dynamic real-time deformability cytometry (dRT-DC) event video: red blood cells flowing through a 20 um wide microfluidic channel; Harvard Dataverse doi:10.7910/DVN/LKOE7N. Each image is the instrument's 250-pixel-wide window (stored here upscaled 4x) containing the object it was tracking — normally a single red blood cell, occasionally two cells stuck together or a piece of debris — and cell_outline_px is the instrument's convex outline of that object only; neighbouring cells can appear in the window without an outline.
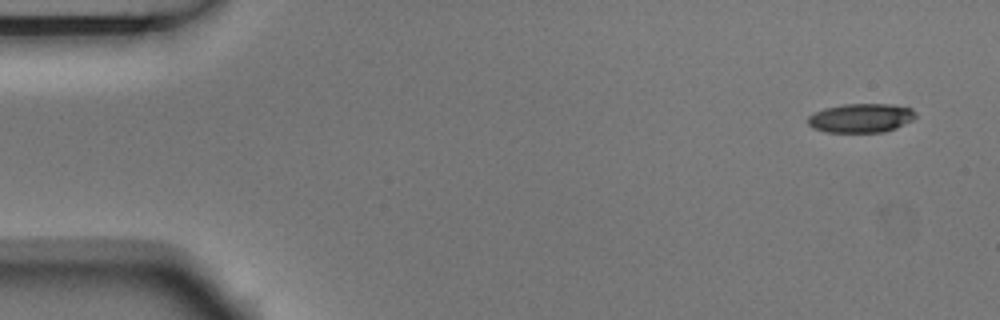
{"species": "Egyptian fruit bat (a non-hibernating species)", "species_latin": "Rousettus aegyptiacus", "temperature_condition": "room temperature", "stored_images_in_passage": 7, "camera_frame_rate_fps": 3000, "um_per_image_px": 0.085, "animal": {"sex": "male"}, "frame": {"image": 1, "passage_image": 1, "time_ms": 0.0, "image_size_px": [1000, 320], "cell_outline_px": [[916, 116], [912, 120], [896, 128], [884, 132], [824, 132], [812, 128], [808, 124], [808, 116], [824, 108], [844, 104], [892, 104], [912, 108], [916, 112]], "centroid_in_image_um": [73.19, 10.03], "position_along_channel_um": 11.8, "area_um2": 18.32}}
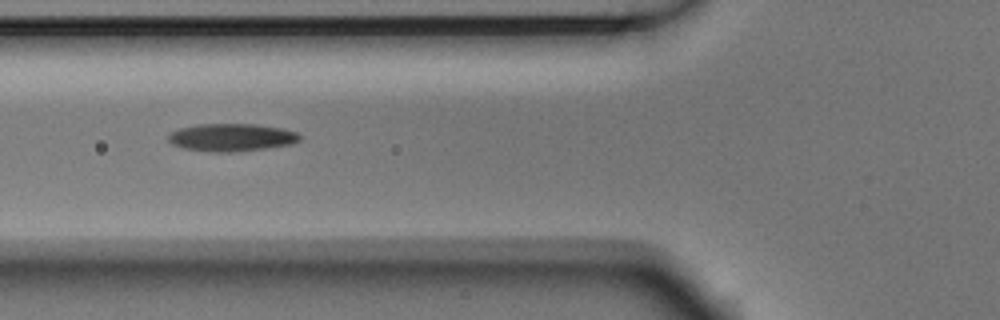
{"frame": {"image": 2, "passage_image": 5, "time_ms": 1.333, "image_size_px": [1000, 320], "cell_outline_px": [[300, 140], [292, 144], [264, 148], [232, 152], [216, 152], [184, 148], [172, 144], [168, 140], [168, 136], [172, 132], [180, 128], [196, 124], [256, 124], [280, 128], [296, 132], [300, 136]], "centroid_in_image_um": [19.67, 11.67], "position_along_channel_um": 106.1, "area_um2": 20.98}}
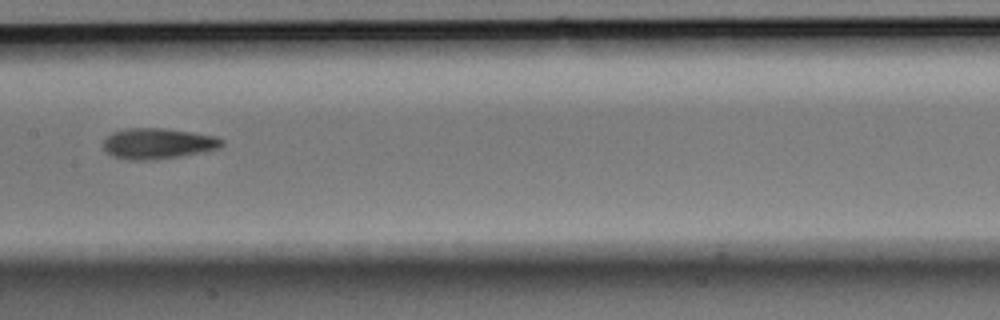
{"frame": {"image": 3, "passage_image": 7, "time_ms": 2.0, "image_size_px": [1000, 320], "cell_outline_px": [[224, 144], [220, 148], [204, 152], [180, 156], [152, 160], [128, 160], [112, 156], [104, 148], [104, 140], [112, 132], [128, 128], [164, 128], [216, 136], [224, 140]], "centroid_in_image_um": [13.45, 12.2], "position_along_channel_um": 194.0, "area_um2": 21.27}}